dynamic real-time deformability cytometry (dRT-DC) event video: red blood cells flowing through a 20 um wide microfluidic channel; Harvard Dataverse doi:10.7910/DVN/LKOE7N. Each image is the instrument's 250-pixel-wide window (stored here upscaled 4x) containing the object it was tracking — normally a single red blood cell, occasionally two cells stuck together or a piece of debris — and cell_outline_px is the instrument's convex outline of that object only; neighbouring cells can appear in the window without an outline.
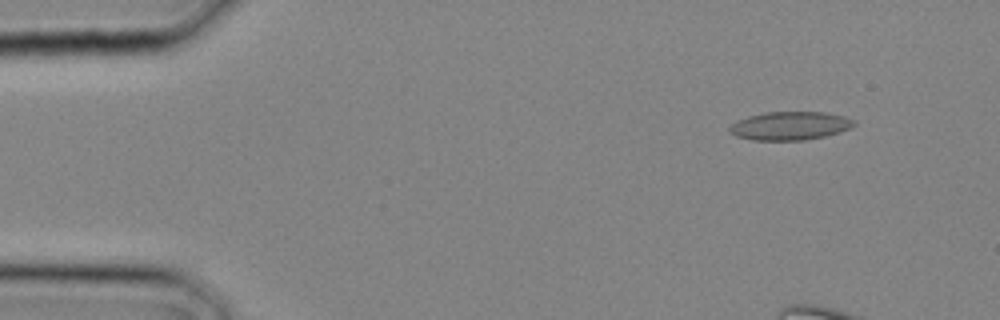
{"species": "common noctule bat (a hibernating species)", "species_latin": "Nyctalus noctula", "temperature_condition": "cold", "stored_images_in_passage": 7, "camera_frame_rate_fps": 3000, "um_per_image_px": 0.085, "animal": {"sex": "male", "body_mass_g": 20.4}, "frame": {"image": 1, "passage_image": 3, "time_ms": 0.667, "image_size_px": [1000, 320], "cell_outline_px": [[856, 124], [852, 128], [840, 132], [824, 136], [804, 140], [752, 140], [736, 136], [728, 132], [728, 128], [736, 120], [748, 116], [764, 112], [824, 112], [844, 116], [856, 120]], "centroid_in_image_um": [67.15, 10.69], "position_along_channel_um": 17.9, "area_um2": 20.81}}